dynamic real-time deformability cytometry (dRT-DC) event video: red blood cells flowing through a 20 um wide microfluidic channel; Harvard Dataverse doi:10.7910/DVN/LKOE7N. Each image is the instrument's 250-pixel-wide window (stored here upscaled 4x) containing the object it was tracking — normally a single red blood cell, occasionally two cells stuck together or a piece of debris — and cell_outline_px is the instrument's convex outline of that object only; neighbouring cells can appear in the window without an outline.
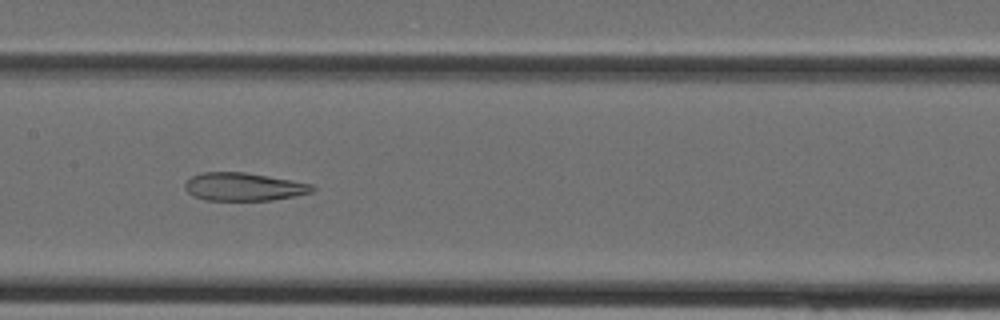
{"species": "Egyptian fruit bat (a non-hibernating species)", "species_latin": "Rousettus aegyptiacus", "temperature_condition": "cold", "stored_images_in_passage": 38, "camera_frame_rate_fps": 3000, "um_per_image_px": 0.085, "animal": {"sex": "female"}, "frame": {"image": 1, "passage_image": 19, "time_ms": 6.0, "image_size_px": [1000, 320], "cell_outline_px": [[316, 188], [312, 192], [296, 196], [272, 200], [204, 200], [192, 196], [184, 188], [184, 184], [192, 176], [200, 172], [244, 172], [292, 180], [312, 184]], "centroid_in_image_um": [20.7, 15.88], "position_along_channel_um": 186.7, "area_um2": 20.92}}
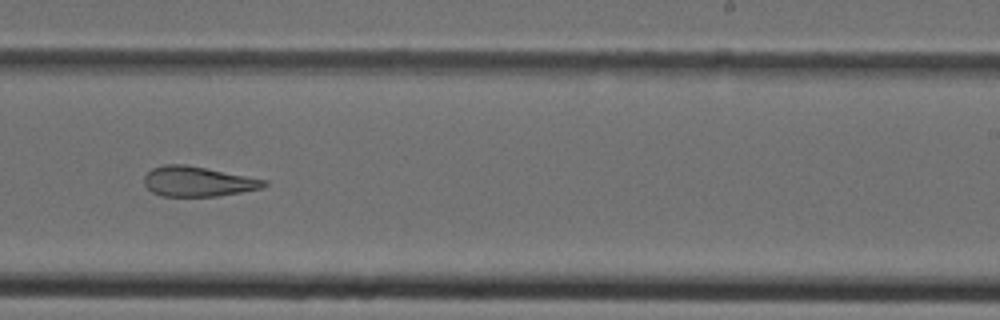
{"frame": {"image": 2, "passage_image": 24, "time_ms": 7.667, "image_size_px": [1000, 320], "cell_outline_px": [[268, 184], [260, 188], [240, 192], [216, 196], [160, 196], [152, 192], [144, 184], [144, 176], [152, 168], [164, 164], [184, 164], [268, 180]], "centroid_in_image_um": [16.78, 15.42], "position_along_channel_um": 272.2, "area_um2": 20.81}}
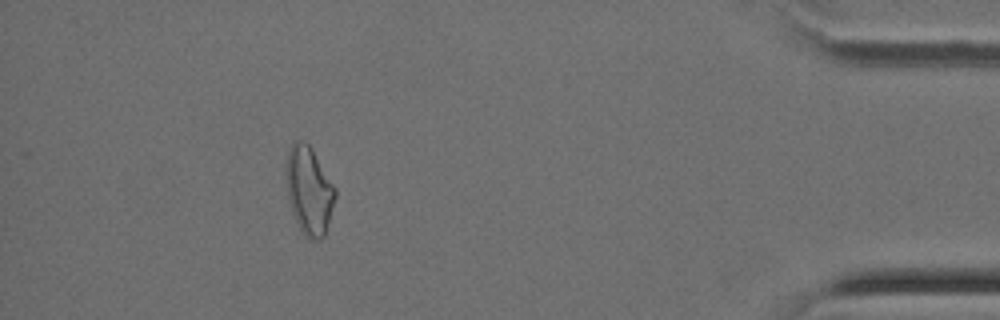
{"frame": {"image": 3, "passage_image": 35, "time_ms": 11.333, "image_size_px": [1000, 320], "cell_outline_px": [[336, 196], [324, 236], [320, 240], [308, 240], [300, 232], [288, 200], [288, 152], [292, 144], [296, 140], [304, 140], [312, 148], [336, 188]], "centroid_in_image_um": [26.3, 16.24], "position_along_channel_um": 408.9, "area_um2": 24.85}}